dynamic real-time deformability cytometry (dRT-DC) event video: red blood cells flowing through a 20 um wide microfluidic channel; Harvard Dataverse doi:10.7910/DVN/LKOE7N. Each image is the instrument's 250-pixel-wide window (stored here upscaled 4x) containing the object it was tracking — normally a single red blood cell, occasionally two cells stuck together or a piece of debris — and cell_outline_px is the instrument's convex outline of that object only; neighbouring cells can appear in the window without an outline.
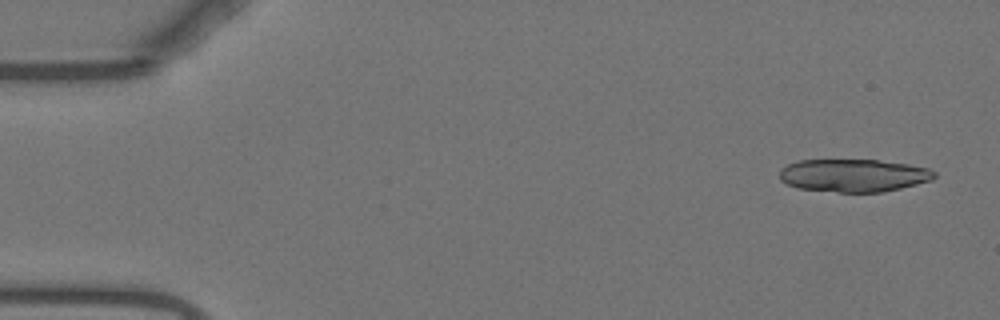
{"species": "Egyptian fruit bat (a non-hibernating species)", "species_latin": "Rousettus aegyptiacus", "temperature_condition": "warm", "stored_images_in_passage": 19, "camera_frame_rate_fps": 3000, "um_per_image_px": 0.085, "animal": {"sex": "female"}, "frame": {"image": 1, "passage_image": 3, "time_ms": 0.667, "image_size_px": [1000, 320], "cell_outline_px": [[936, 176], [932, 180], [900, 188], [880, 192], [840, 192], [796, 188], [780, 180], [780, 168], [788, 164], [800, 160], [876, 160], [908, 164], [928, 168], [936, 172]], "centroid_in_image_um": [72.54, 14.91], "position_along_channel_um": 12.5, "area_um2": 29.54}}